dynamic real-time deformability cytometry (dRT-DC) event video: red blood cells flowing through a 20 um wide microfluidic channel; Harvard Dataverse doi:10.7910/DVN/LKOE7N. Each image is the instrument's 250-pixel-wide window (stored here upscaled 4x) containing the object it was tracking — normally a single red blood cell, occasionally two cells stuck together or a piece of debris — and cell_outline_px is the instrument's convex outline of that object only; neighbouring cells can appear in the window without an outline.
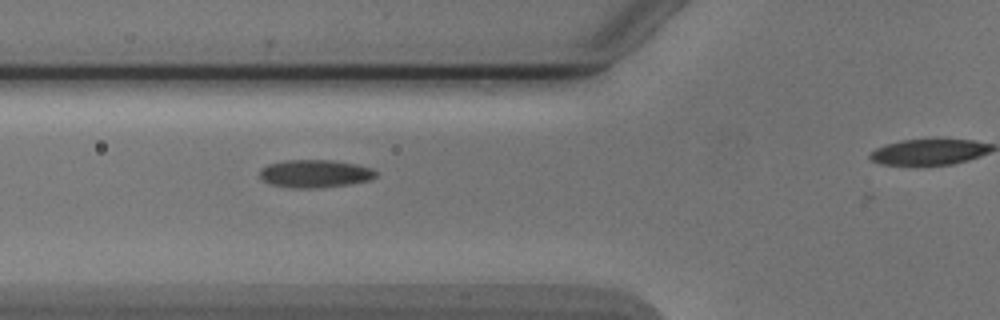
{"species": "Egyptian fruit bat (a non-hibernating species)", "species_latin": "Rousettus aegyptiacus", "temperature_condition": "cold", "stored_images_in_passage": 7, "segment_of_instrument_passage": [1, 2], "camera_frame_rate_fps": 3000, "um_per_image_px": 0.085, "animal": {"sex": "male"}, "frame": {"image": 1, "passage_image": 6, "time_ms": 5.667, "image_size_px": [1000, 320], "cell_outline_px": [[376, 176], [368, 180], [348, 184], [320, 188], [288, 188], [268, 184], [260, 176], [260, 168], [268, 164], [284, 160], [332, 160], [356, 164], [372, 168], [376, 172]], "centroid_in_image_um": [26.73, 14.76], "position_along_channel_um": 99.1, "area_um2": 18.96}}